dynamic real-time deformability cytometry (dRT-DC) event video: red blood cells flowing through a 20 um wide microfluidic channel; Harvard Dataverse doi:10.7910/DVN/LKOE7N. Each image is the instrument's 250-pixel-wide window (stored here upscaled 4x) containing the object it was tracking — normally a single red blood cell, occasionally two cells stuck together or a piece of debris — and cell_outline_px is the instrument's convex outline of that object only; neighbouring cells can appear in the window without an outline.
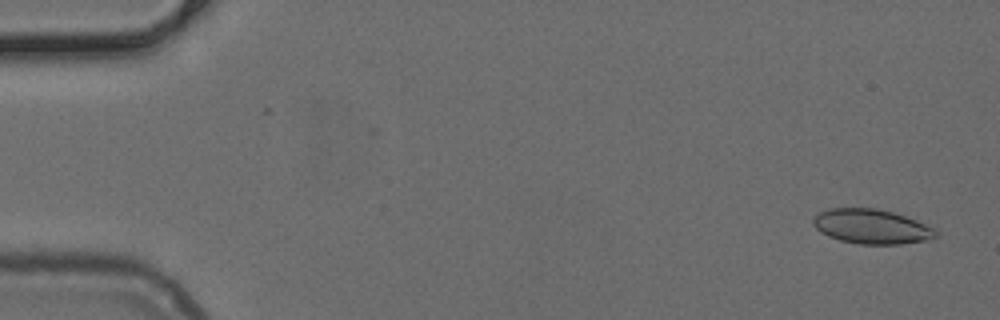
{"species": "common noctule bat (a hibernating species)", "species_latin": "Nyctalus noctula", "temperature_condition": "cold", "stored_images_in_passage": 7, "camera_frame_rate_fps": 3000, "um_per_image_px": 0.085, "animal": {"sex": "female", "body_mass_g": 24.6, "forearm_length_mm": 56.2}, "frame": {"image": 1, "passage_image": 2, "time_ms": 0.333, "image_size_px": [1000, 320], "cell_outline_px": [[936, 236], [932, 240], [900, 244], [860, 244], [840, 240], [828, 236], [820, 232], [812, 224], [812, 220], [820, 212], [828, 208], [876, 208], [892, 212], [916, 220], [936, 228]], "centroid_in_image_um": [74.1, 19.26], "position_along_channel_um": 10.9, "area_um2": 24.8}}